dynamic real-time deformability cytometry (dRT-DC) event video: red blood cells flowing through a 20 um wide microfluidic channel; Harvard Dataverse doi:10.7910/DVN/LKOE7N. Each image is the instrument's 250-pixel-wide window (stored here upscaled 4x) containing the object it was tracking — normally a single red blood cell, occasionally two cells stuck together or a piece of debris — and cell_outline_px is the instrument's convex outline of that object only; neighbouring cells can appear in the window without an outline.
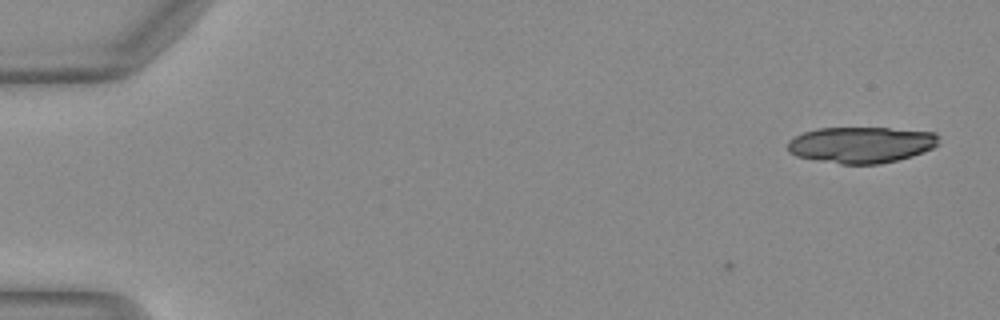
{"species": "Egyptian fruit bat (a non-hibernating species)", "species_latin": "Rousettus aegyptiacus", "temperature_condition": "warm", "stored_images_in_passage": 3, "camera_frame_rate_fps": 3000, "um_per_image_px": 0.085, "animal": {"sex": "female"}, "frame": {"image": 1, "passage_image": 1, "time_ms": 0.0, "image_size_px": [1000, 320], "cell_outline_px": [[940, 144], [924, 152], [912, 156], [880, 164], [840, 164], [816, 160], [796, 156], [788, 152], [788, 140], [804, 132], [816, 128], [888, 128], [936, 132], [940, 136]], "centroid_in_image_um": [73.23, 12.3], "position_along_channel_um": 11.8, "area_um2": 32.14}}